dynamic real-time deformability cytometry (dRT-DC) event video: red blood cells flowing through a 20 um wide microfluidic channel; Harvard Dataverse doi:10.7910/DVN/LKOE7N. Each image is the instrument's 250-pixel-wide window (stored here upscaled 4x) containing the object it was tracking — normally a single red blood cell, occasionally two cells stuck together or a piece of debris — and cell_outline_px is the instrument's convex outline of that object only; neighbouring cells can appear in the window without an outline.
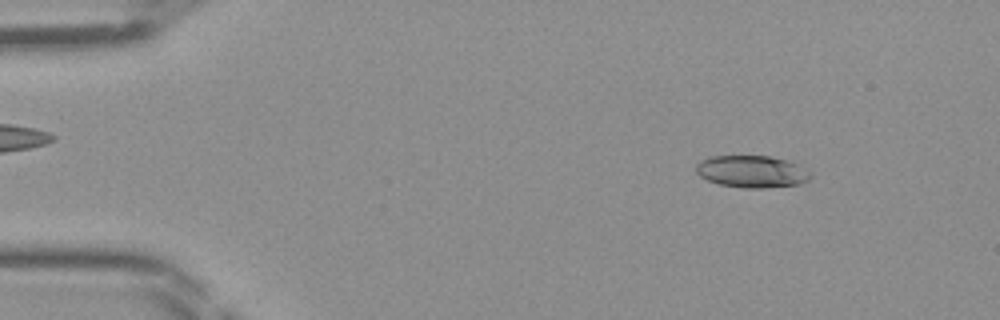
{"species": "Egyptian fruit bat (a non-hibernating species)", "species_latin": "Rousettus aegyptiacus", "temperature_condition": "room temperature", "stored_images_in_passage": 45, "camera_frame_rate_fps": 3000, "um_per_image_px": 0.085, "frame": {"image": 1, "passage_image": 5, "time_ms": 1.333, "image_size_px": [1000, 320], "cell_outline_px": [[812, 176], [808, 180], [800, 184], [768, 188], [744, 188], [720, 184], [708, 180], [700, 176], [696, 172], [696, 164], [700, 160], [708, 156], [772, 156], [788, 160], [796, 164], [808, 172]], "centroid_in_image_um": [63.88, 14.58], "position_along_channel_um": 21.1, "area_um2": 21.44}}
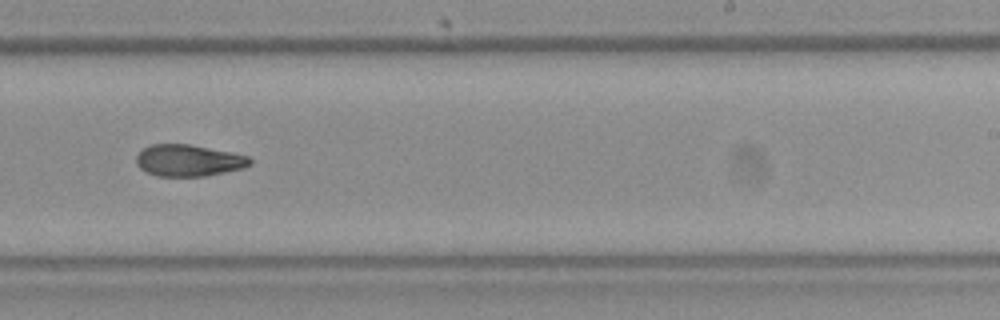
{"frame": {"image": 2, "passage_image": 28, "time_ms": 9.0, "image_size_px": [1000, 320], "cell_outline_px": [[252, 164], [244, 168], [204, 176], [156, 176], [140, 168], [136, 164], [136, 156], [140, 148], [148, 144], [188, 144], [232, 152], [248, 156], [252, 160]], "centroid_in_image_um": [16.0, 13.63], "position_along_channel_um": 273.0, "area_um2": 21.15}}
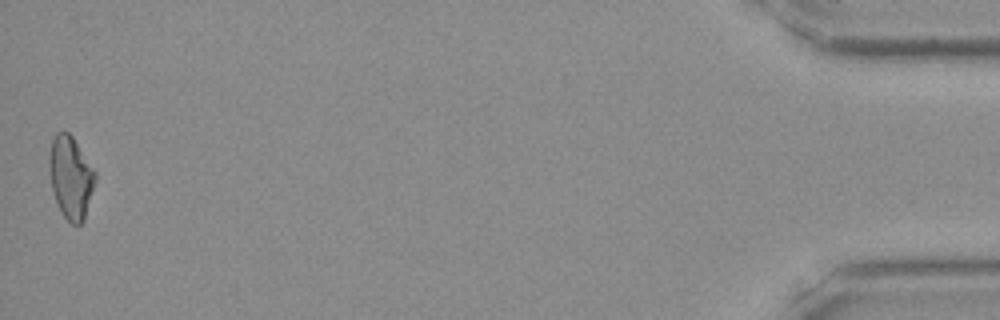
{"frame": {"image": 3, "passage_image": 45, "time_ms": 14.667, "image_size_px": [1000, 320], "cell_outline_px": [[96, 180], [84, 220], [80, 224], [72, 224], [64, 216], [52, 192], [48, 164], [48, 152], [52, 140], [56, 132], [68, 132], [72, 136], [96, 172]], "centroid_in_image_um": [6.0, 15.05], "position_along_channel_um": 429.2, "area_um2": 22.08}}